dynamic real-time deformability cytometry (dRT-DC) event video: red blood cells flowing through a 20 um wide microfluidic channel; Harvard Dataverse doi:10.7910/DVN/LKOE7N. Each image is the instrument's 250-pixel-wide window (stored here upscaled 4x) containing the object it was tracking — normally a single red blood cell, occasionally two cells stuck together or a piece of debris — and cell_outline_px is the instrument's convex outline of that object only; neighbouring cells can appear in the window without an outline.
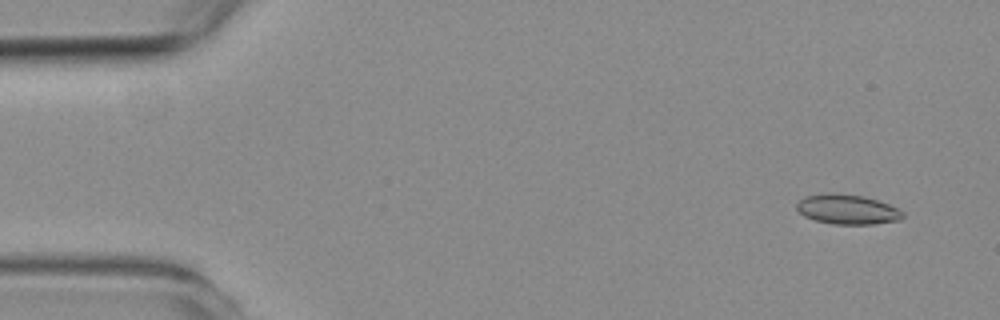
{"species": "common noctule bat (a hibernating species)", "species_latin": "Nyctalus noctula", "temperature_condition": "room temperature", "stored_images_in_passage": 5, "camera_frame_rate_fps": 3000, "um_per_image_px": 0.085, "animal": {"sex": "female", "body_mass_g": 19.3, "forearm_length_mm": 54.1}, "frame": {"image": 1, "passage_image": 1, "time_ms": 0.0, "image_size_px": [1000, 320], "cell_outline_px": [[904, 216], [900, 220], [872, 224], [832, 224], [816, 220], [804, 216], [796, 208], [796, 204], [804, 196], [828, 192], [832, 192], [864, 196], [888, 204], [904, 212]], "centroid_in_image_um": [72.01, 17.79], "position_along_channel_um": 13.0, "area_um2": 18.44}}
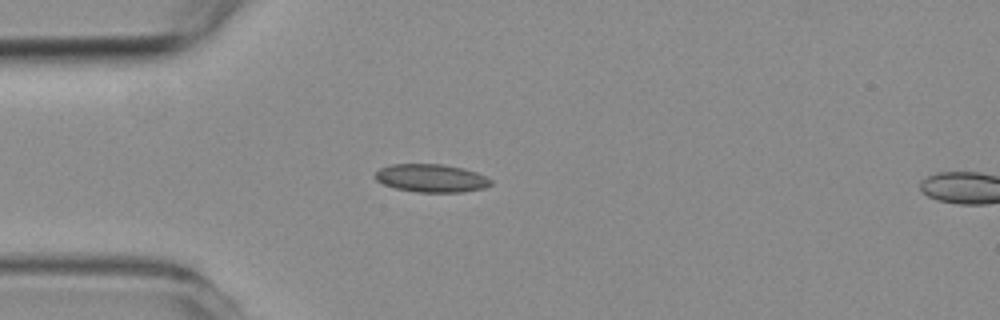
{"frame": {"image": 2, "passage_image": 4, "time_ms": 3.667, "image_size_px": [1000, 320], "cell_outline_px": [[492, 184], [484, 188], [464, 192], [416, 192], [396, 188], [384, 184], [376, 180], [372, 176], [380, 168], [392, 164], [440, 164], [464, 168], [476, 172], [492, 180]], "centroid_in_image_um": [36.65, 15.14], "position_along_channel_um": 48.3, "area_um2": 18.96}}